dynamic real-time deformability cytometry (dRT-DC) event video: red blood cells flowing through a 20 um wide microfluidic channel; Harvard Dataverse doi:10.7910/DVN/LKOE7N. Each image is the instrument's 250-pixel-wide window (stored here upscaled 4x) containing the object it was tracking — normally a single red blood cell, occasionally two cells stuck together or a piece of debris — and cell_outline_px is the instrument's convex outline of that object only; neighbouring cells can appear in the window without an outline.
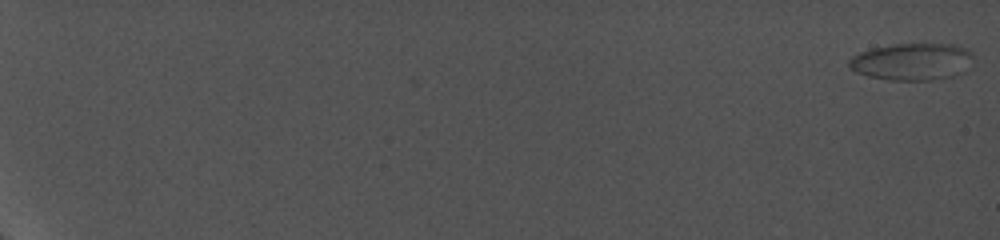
{"species": "common noctule bat (a hibernating species)", "species_latin": "Nyctalus noctula", "temperature_condition": "cold", "stored_images_in_passage": 3, "camera_frame_rate_fps": 5000, "um_per_image_px": 0.085, "animal": {"sex": "female", "body_mass_g": 19.0, "forearm_length_mm": 56.7}, "frame": {"image": 1, "passage_image": 1, "time_ms": 0.0, "image_size_px": [1000, 240], "cell_outline_px": [[976, 60], [972, 68], [968, 72], [952, 76], [932, 80], [888, 80], [868, 76], [856, 72], [848, 64], [848, 60], [852, 56], [860, 52], [872, 48], [892, 44], [956, 44], [968, 48], [972, 52]], "centroid_in_image_um": [77.65, 5.24], "position_along_channel_um": 7.4, "area_um2": 27.57}}